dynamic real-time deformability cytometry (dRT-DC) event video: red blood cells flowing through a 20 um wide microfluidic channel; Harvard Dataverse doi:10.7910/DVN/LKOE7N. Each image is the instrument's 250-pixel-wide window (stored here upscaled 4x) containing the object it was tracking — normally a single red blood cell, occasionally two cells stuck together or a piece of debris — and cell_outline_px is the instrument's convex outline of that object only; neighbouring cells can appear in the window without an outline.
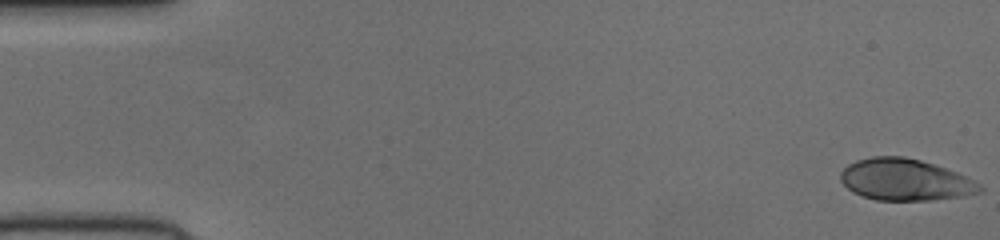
{"species": "human", "species_latin": "Homo sapiens", "temperature_condition": "cold", "stored_images_in_passage": 52, "camera_frame_rate_fps": 3000, "um_per_image_px": 0.085, "donor": {"sex": "female"}, "frame": {"image": 1, "passage_image": 1, "time_ms": 0.0, "image_size_px": [1000, 240], "cell_outline_px": [[984, 192], [964, 196], [932, 200], [876, 200], [852, 192], [840, 180], [840, 172], [848, 164], [856, 160], [872, 156], [904, 156], [920, 160], [956, 172], [980, 184], [984, 188]], "centroid_in_image_um": [76.93, 15.28], "position_along_channel_um": 8.1, "area_um2": 33.76}}
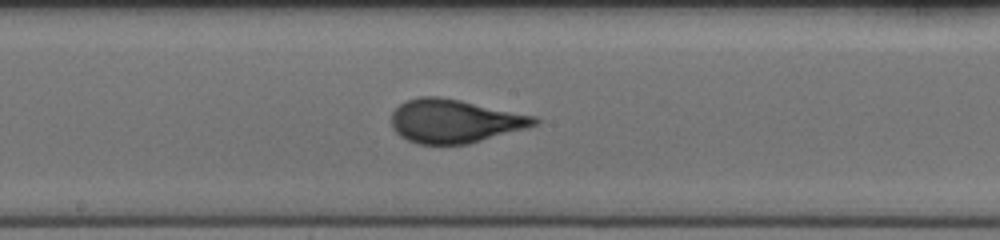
{"frame": {"image": 2, "passage_image": 28, "time_ms": 9.0, "image_size_px": [1000, 240], "cell_outline_px": [[540, 120], [536, 124], [528, 128], [468, 144], [420, 144], [408, 140], [400, 136], [392, 128], [392, 112], [400, 104], [408, 100], [420, 96], [440, 96], [460, 100], [536, 116]], "centroid_in_image_um": [38.65, 10.29], "position_along_channel_um": 209.5, "area_um2": 36.24}}
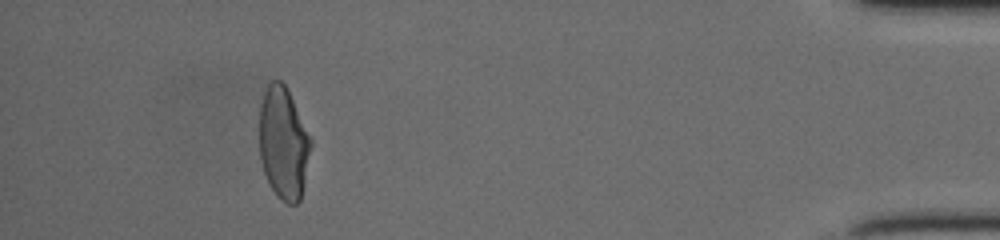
{"frame": {"image": 3, "passage_image": 48, "time_ms": 15.667, "image_size_px": [1000, 240], "cell_outline_px": [[312, 144], [304, 184], [300, 200], [296, 204], [288, 204], [280, 200], [276, 196], [268, 184], [264, 172], [260, 156], [260, 104], [264, 92], [268, 84], [272, 80], [280, 80], [284, 84], [312, 140]], "centroid_in_image_um": [24.09, 12.21], "position_along_channel_um": 411.1, "area_um2": 33.52}}